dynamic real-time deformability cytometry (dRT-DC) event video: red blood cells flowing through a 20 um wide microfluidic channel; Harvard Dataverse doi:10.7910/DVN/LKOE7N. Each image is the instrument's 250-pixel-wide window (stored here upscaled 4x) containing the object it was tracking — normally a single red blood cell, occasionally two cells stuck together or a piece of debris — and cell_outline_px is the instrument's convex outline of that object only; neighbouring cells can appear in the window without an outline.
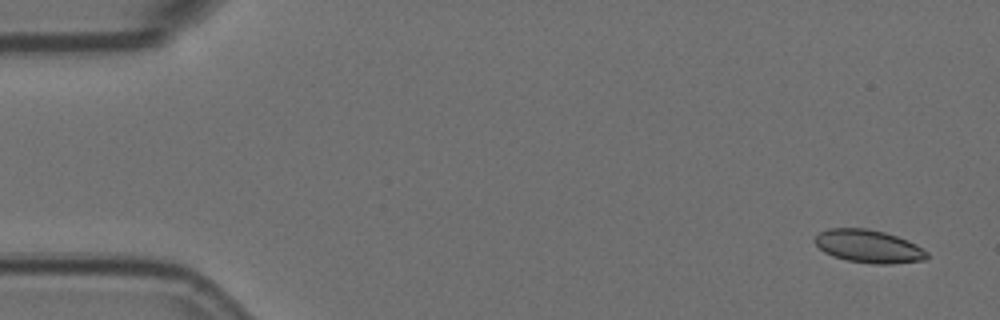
{"species": "Egyptian fruit bat (a non-hibernating species)", "species_latin": "Rousettus aegyptiacus", "temperature_condition": "room temperature", "stored_images_in_passage": 14, "camera_frame_rate_fps": 3000, "um_per_image_px": 0.085, "animal": {"sex": "female"}, "frame": {"image": 1, "passage_image": 1, "time_ms": 0.0, "image_size_px": [1000, 320], "cell_outline_px": [[928, 256], [924, 260], [892, 264], [876, 264], [848, 260], [832, 256], [824, 252], [812, 240], [820, 232], [828, 228], [864, 228], [884, 232], [908, 240], [916, 244], [928, 252]], "centroid_in_image_um": [73.82, 20.93], "position_along_channel_um": 11.2, "area_um2": 21.5}}
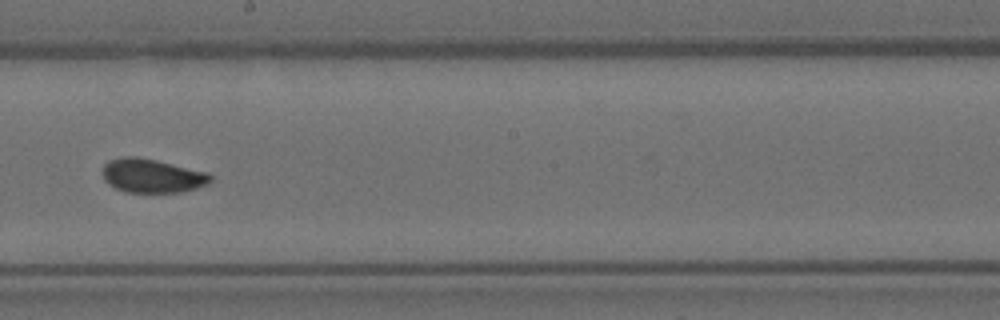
{"frame": {"image": 2, "passage_image": 8, "time_ms": 2.333, "image_size_px": [1000, 320], "cell_outline_px": [[212, 180], [208, 184], [184, 192], [124, 192], [108, 184], [104, 180], [104, 164], [108, 160], [124, 156], [136, 156], [156, 160], [208, 172], [212, 176]], "centroid_in_image_um": [12.94, 14.94], "position_along_channel_um": 235.3, "area_um2": 21.39}}
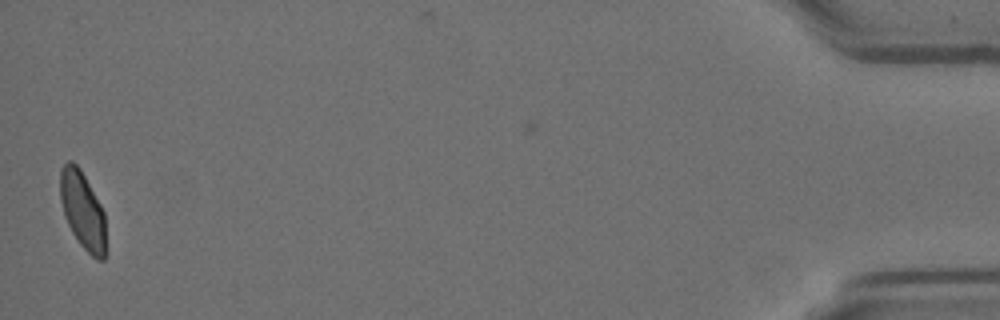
{"frame": {"image": 3, "passage_image": 14, "time_ms": 4.333, "image_size_px": [1000, 320], "cell_outline_px": [[104, 260], [96, 260], [80, 244], [72, 232], [64, 216], [60, 200], [60, 168], [68, 160], [72, 160], [80, 168], [100, 204], [104, 212]], "centroid_in_image_um": [6.99, 17.84], "position_along_channel_um": 428.2, "area_um2": 20.4}}